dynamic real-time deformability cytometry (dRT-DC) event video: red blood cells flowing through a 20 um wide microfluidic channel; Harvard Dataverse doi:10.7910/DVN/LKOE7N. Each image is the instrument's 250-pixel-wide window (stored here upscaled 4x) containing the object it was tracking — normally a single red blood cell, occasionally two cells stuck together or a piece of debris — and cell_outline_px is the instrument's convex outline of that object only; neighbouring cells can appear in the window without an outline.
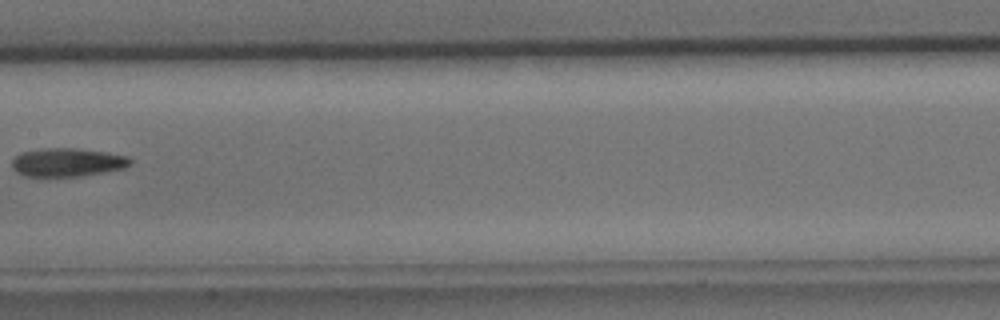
{"species": "common noctule bat (a hibernating species)", "species_latin": "Nyctalus noctula", "temperature_condition": "cold", "stored_images_in_passage": 7, "camera_frame_rate_fps": 3000, "um_per_image_px": 0.085, "animal": {"sex": "male", "body_mass_g": 15.6}, "frame": {"image": 1, "passage_image": 7, "time_ms": 7.667, "image_size_px": [1000, 320], "cell_outline_px": [[132, 164], [124, 168], [104, 172], [80, 176], [24, 176], [16, 172], [12, 168], [12, 160], [20, 152], [44, 148], [72, 148], [108, 152], [128, 156], [132, 160]], "centroid_in_image_um": [5.73, 13.79], "position_along_channel_um": 201.7, "area_um2": 19.71}}